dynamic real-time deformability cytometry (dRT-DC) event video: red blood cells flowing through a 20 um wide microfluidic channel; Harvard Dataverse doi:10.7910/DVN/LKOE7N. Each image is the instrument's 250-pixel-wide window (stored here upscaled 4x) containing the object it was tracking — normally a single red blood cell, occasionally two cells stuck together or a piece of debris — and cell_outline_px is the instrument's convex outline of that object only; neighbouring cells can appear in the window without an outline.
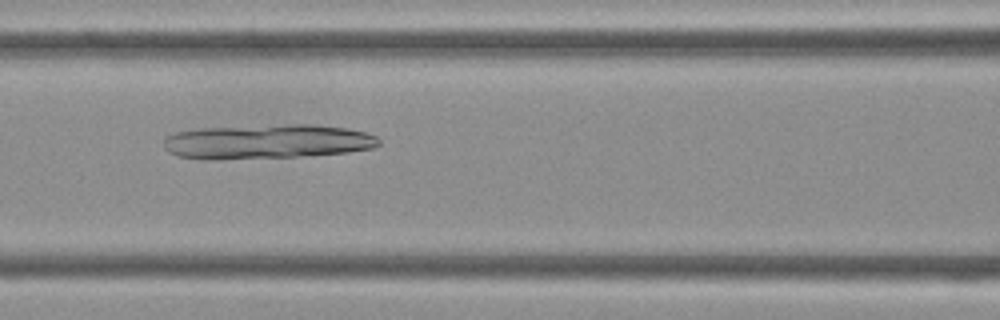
{"species": "Egyptian fruit bat (a non-hibernating species)", "species_latin": "Rousettus aegyptiacus", "temperature_condition": "cold", "stored_images_in_passage": 44, "camera_frame_rate_fps": 3000, "um_per_image_px": 0.085, "frame": {"image": 1, "passage_image": 19, "time_ms": 6.0, "image_size_px": [1000, 320], "cell_outline_px": [[380, 144], [376, 148], [348, 152], [296, 156], [176, 156], [168, 152], [164, 148], [164, 140], [168, 136], [176, 132], [200, 128], [292, 124], [308, 124], [348, 128], [364, 132], [376, 136], [380, 140]], "centroid_in_image_um": [22.84, 11.98], "position_along_channel_um": 143.8, "area_um2": 41.5}}
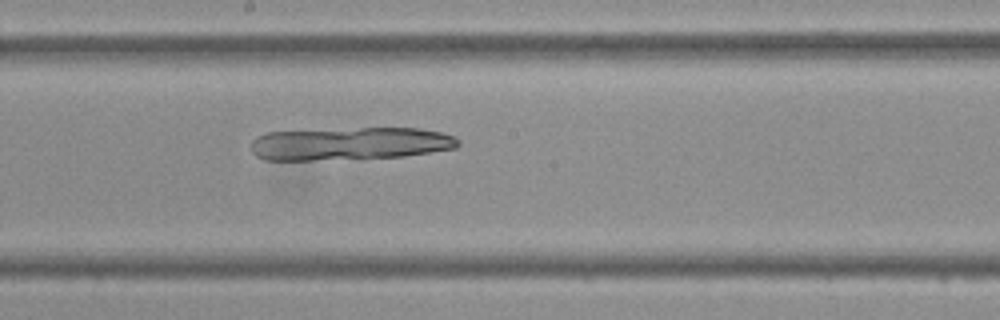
{"frame": {"image": 2, "passage_image": 24, "time_ms": 7.667, "image_size_px": [1000, 320], "cell_outline_px": [[460, 144], [456, 148], [404, 156], [364, 160], [264, 160], [256, 156], [252, 152], [252, 140], [256, 136], [264, 132], [360, 128], [416, 128], [440, 132], [456, 136], [460, 140]], "centroid_in_image_um": [29.75, 12.23], "position_along_channel_um": 218.4, "area_um2": 40.46}}
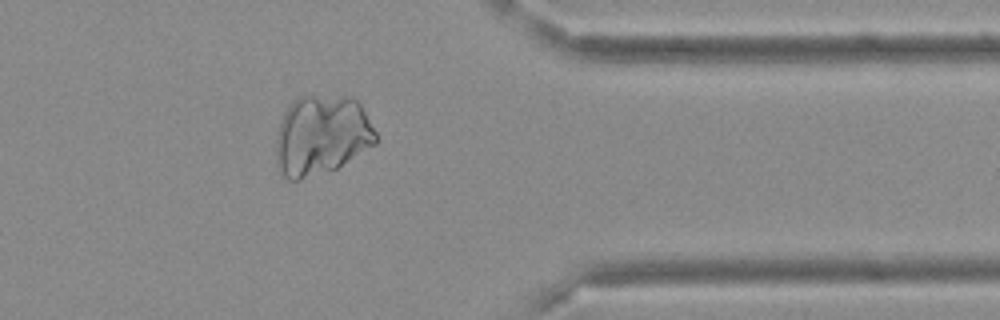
{"frame": {"image": 3, "passage_image": 36, "time_ms": 11.667, "image_size_px": [1000, 320], "cell_outline_px": [[376, 144], [336, 168], [300, 180], [288, 180], [280, 176], [276, 168], [276, 136], [280, 120], [284, 112], [296, 96], [352, 96], [360, 104], [376, 132]], "centroid_in_image_um": [27.29, 11.51], "position_along_channel_um": 384.1, "area_um2": 46.88}}